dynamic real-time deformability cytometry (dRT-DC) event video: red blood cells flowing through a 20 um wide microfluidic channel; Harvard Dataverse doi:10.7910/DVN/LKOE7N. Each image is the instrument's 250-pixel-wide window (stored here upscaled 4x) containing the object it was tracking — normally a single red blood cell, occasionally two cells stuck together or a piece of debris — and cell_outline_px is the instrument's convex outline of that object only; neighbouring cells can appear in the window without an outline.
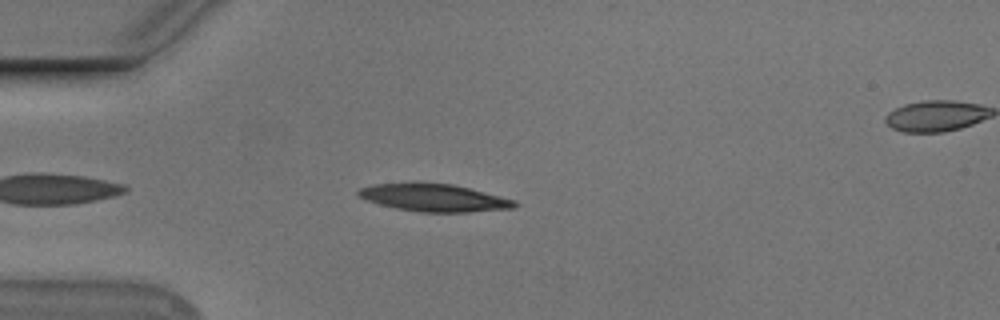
{"species": "Egyptian fruit bat (a non-hibernating species)", "species_latin": "Rousettus aegyptiacus", "temperature_condition": "cold", "stored_images_in_passage": 45, "camera_frame_rate_fps": 3000, "um_per_image_px": 0.085, "animal": {"sex": "male"}, "frame": {"image": 1, "passage_image": 5, "time_ms": 1.333, "image_size_px": [1000, 320], "cell_outline_px": [[520, 204], [512, 208], [468, 212], [420, 212], [396, 208], [380, 204], [356, 196], [356, 192], [360, 188], [372, 184], [408, 180], [420, 180], [452, 184], [516, 200]], "centroid_in_image_um": [36.81, 16.76], "position_along_channel_um": 48.2, "area_um2": 25.84}}
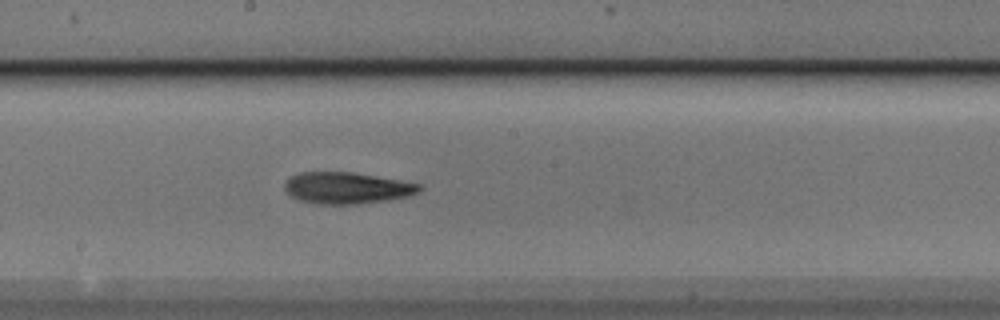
{"frame": {"image": 2, "passage_image": 20, "time_ms": 6.333, "image_size_px": [1000, 320], "cell_outline_px": [[424, 188], [420, 192], [408, 196], [388, 200], [356, 204], [316, 204], [300, 200], [292, 196], [284, 188], [284, 184], [292, 176], [300, 172], [352, 172], [400, 180], [420, 184]], "centroid_in_image_um": [29.52, 15.98], "position_along_channel_um": 218.7, "area_um2": 24.68}}
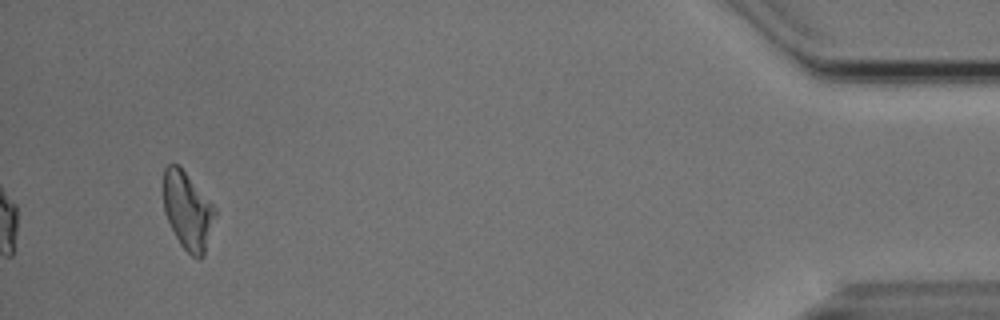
{"frame": {"image": 3, "passage_image": 42, "time_ms": 13.667, "image_size_px": [1000, 320], "cell_outline_px": [[216, 216], [204, 256], [200, 260], [196, 260], [180, 244], [164, 212], [164, 168], [168, 164], [180, 164], [216, 208]], "centroid_in_image_um": [15.97, 17.91], "position_along_channel_um": 419.2, "area_um2": 23.52}, "authors_computed_cell_mechanics": {"area_um2": 24.4494, "velocity_mm_per_s": 3.745, "shape_relaxation_time_tau1_ms": 4.3711, "shape_relaxation_time_tau2_ms": 8.8601, "deformation_change_tau1": 0.1365, "deformation_change_tau2": 0.2211}}